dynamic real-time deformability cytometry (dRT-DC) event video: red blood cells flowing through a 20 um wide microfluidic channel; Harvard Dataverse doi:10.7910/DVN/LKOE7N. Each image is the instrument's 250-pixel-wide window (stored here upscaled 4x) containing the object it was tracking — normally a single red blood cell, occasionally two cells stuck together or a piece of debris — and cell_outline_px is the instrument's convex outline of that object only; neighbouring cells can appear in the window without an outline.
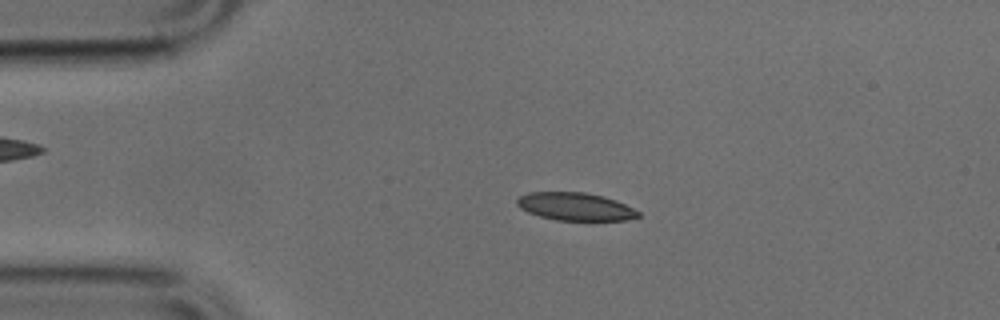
{"species": "common noctule bat (a hibernating species)", "species_latin": "Nyctalus noctula", "temperature_condition": "cold", "stored_images_in_passage": 9, "camera_frame_rate_fps": 3000, "um_per_image_px": 0.085, "animal": {"sex": "male", "body_mass_g": 17.9, "forearm_length_mm": 54.2}, "frame": {"image": 1, "passage_image": 3, "time_ms": 0.667, "image_size_px": [1000, 320], "cell_outline_px": [[640, 216], [624, 220], [556, 220], [540, 216], [528, 212], [520, 208], [516, 204], [516, 200], [520, 196], [528, 192], [584, 192], [604, 196], [616, 200], [640, 212]], "centroid_in_image_um": [48.88, 17.55], "position_along_channel_um": 36.1, "area_um2": 19.59}}
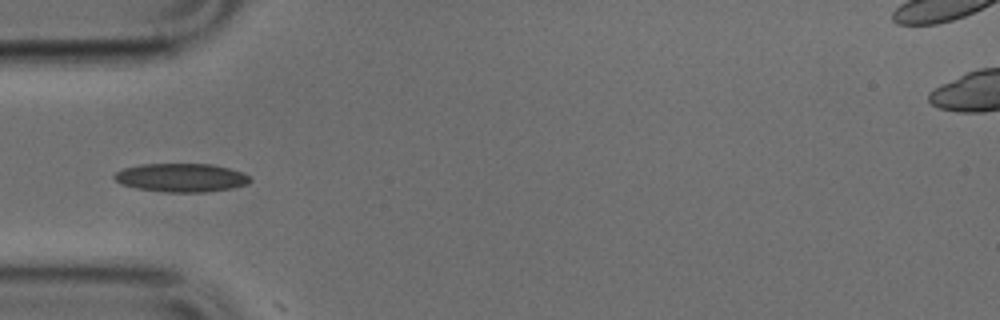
{"frame": {"image": 2, "passage_image": 8, "time_ms": 2.333, "image_size_px": [1000, 320], "cell_outline_px": [[252, 180], [248, 184], [232, 188], [204, 192], [164, 192], [136, 188], [120, 184], [112, 176], [116, 172], [124, 168], [140, 164], [212, 164], [244, 172]], "centroid_in_image_um": [15.4, 15.1], "position_along_channel_um": 69.6, "area_um2": 22.66}}